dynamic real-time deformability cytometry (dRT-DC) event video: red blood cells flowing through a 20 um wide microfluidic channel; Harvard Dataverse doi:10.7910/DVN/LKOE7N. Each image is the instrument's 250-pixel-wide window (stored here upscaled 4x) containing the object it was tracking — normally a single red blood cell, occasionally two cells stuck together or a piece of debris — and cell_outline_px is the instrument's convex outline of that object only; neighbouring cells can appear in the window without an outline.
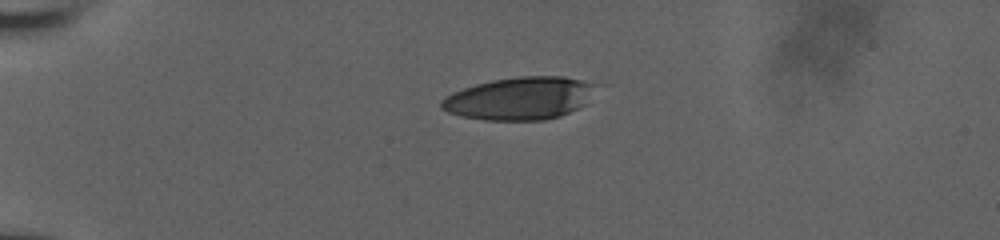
{"species": "human", "species_latin": "Homo sapiens", "temperature_condition": "room temperature", "stored_images_in_passage": 41, "camera_frame_rate_fps": 3000, "um_per_image_px": 0.085, "donor": {"sex": "male"}, "frame": {"image": 1, "passage_image": 1, "time_ms": 0.0, "image_size_px": [1000, 240], "cell_outline_px": [[596, 84], [584, 104], [580, 108], [560, 116], [544, 120], [484, 120], [464, 116], [448, 112], [440, 108], [440, 100], [444, 96], [452, 92], [476, 84], [492, 80], [520, 76], [564, 76]], "centroid_in_image_um": [44.13, 8.36], "position_along_channel_um": 40.9, "area_um2": 38.21}}
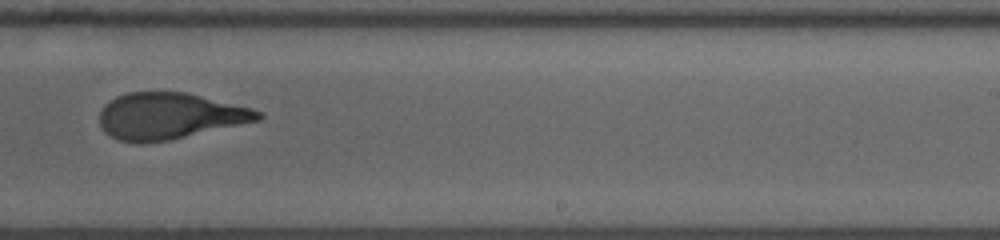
{"frame": {"image": 2, "passage_image": 23, "time_ms": 7.333, "image_size_px": [1000, 240], "cell_outline_px": [[264, 116], [260, 120], [168, 140], [144, 144], [140, 144], [120, 140], [104, 132], [100, 124], [100, 112], [104, 104], [116, 96], [128, 92], [184, 92], [252, 108], [260, 112]], "centroid_in_image_um": [14.37, 9.86], "position_along_channel_um": 274.6, "area_um2": 42.6}}
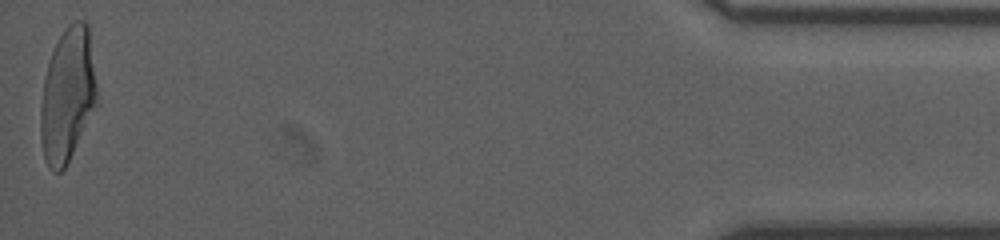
{"frame": {"image": 3, "passage_image": 41, "time_ms": 13.333, "image_size_px": [1000, 240], "cell_outline_px": [[96, 104], [68, 164], [60, 172], [52, 172], [48, 168], [44, 160], [40, 136], [40, 112], [44, 80], [48, 64], [52, 52], [64, 28], [68, 24], [76, 20], [84, 20], [88, 24], [96, 84]], "centroid_in_image_um": [5.72, 8.11], "position_along_channel_um": 429.5, "area_um2": 43.75}, "authors_computed_cell_mechanics": {"area_um2": 43.639, "velocity_mm_per_s": 3.944, "shape_relaxation_time_tau1_ms": 6.6362, "shape_relaxation_time_tau2_ms": 1.2046, "deformation_change_tau1": 0.2639, "deformation_change_tau2": 0.0986}}